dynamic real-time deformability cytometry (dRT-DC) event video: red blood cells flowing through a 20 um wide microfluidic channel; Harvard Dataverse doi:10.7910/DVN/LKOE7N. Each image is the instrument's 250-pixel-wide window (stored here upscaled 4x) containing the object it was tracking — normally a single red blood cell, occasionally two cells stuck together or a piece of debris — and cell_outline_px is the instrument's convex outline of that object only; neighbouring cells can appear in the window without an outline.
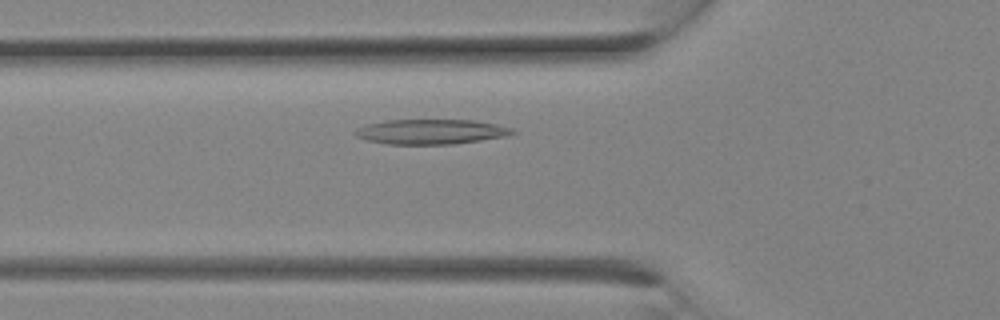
{"species": "Egyptian fruit bat (a non-hibernating species)", "species_latin": "Rousettus aegyptiacus", "temperature_condition": "room temperature", "stored_images_in_passage": 5, "camera_frame_rate_fps": 3000, "um_per_image_px": 0.085, "animal": {"sex": "female"}, "frame": {"image": 1, "passage_image": 3, "time_ms": 0.667, "image_size_px": [1000, 320], "cell_outline_px": [[516, 132], [500, 136], [480, 140], [452, 144], [388, 144], [368, 140], [356, 136], [352, 132], [368, 124], [388, 120], [476, 120], [496, 124], [512, 128]], "centroid_in_image_um": [36.61, 11.19], "position_along_channel_um": 89.2, "area_um2": 22.43}}
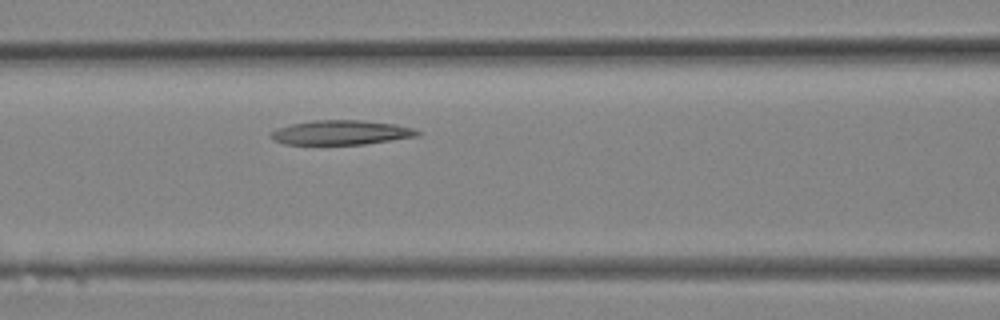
{"frame": {"image": 2, "passage_image": 5, "time_ms": 1.333, "image_size_px": [1000, 320], "cell_outline_px": [[420, 136], [364, 144], [284, 144], [272, 140], [268, 136], [276, 128], [292, 124], [312, 120], [360, 120], [396, 124], [412, 128], [420, 132]], "centroid_in_image_um": [28.97, 11.26], "position_along_channel_um": 137.6, "area_um2": 20.92}}